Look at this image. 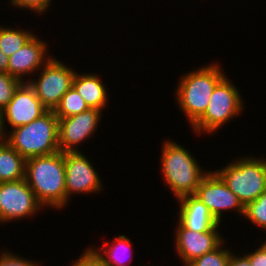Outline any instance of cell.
<instances>
[{
    "mask_svg": "<svg viewBox=\"0 0 266 266\" xmlns=\"http://www.w3.org/2000/svg\"><path fill=\"white\" fill-rule=\"evenodd\" d=\"M25 179L45 209L66 207L64 153L26 159ZM47 207V208H46Z\"/></svg>",
    "mask_w": 266,
    "mask_h": 266,
    "instance_id": "obj_1",
    "label": "cell"
},
{
    "mask_svg": "<svg viewBox=\"0 0 266 266\" xmlns=\"http://www.w3.org/2000/svg\"><path fill=\"white\" fill-rule=\"evenodd\" d=\"M160 169L170 192L178 199L196 193L202 179L208 174L200 163L179 142L165 139L162 142Z\"/></svg>",
    "mask_w": 266,
    "mask_h": 266,
    "instance_id": "obj_2",
    "label": "cell"
},
{
    "mask_svg": "<svg viewBox=\"0 0 266 266\" xmlns=\"http://www.w3.org/2000/svg\"><path fill=\"white\" fill-rule=\"evenodd\" d=\"M184 73L175 88L174 97L190 127L205 113L216 85L226 76L216 61Z\"/></svg>",
    "mask_w": 266,
    "mask_h": 266,
    "instance_id": "obj_3",
    "label": "cell"
},
{
    "mask_svg": "<svg viewBox=\"0 0 266 266\" xmlns=\"http://www.w3.org/2000/svg\"><path fill=\"white\" fill-rule=\"evenodd\" d=\"M59 118L47 111L27 125L10 130L4 140L25 159L59 151Z\"/></svg>",
    "mask_w": 266,
    "mask_h": 266,
    "instance_id": "obj_4",
    "label": "cell"
},
{
    "mask_svg": "<svg viewBox=\"0 0 266 266\" xmlns=\"http://www.w3.org/2000/svg\"><path fill=\"white\" fill-rule=\"evenodd\" d=\"M254 156L237 157L214 170L244 206L266 191V158Z\"/></svg>",
    "mask_w": 266,
    "mask_h": 266,
    "instance_id": "obj_5",
    "label": "cell"
},
{
    "mask_svg": "<svg viewBox=\"0 0 266 266\" xmlns=\"http://www.w3.org/2000/svg\"><path fill=\"white\" fill-rule=\"evenodd\" d=\"M244 99L240 90L226 75L215 87L205 113L190 127L197 136L214 135L236 116L243 113Z\"/></svg>",
    "mask_w": 266,
    "mask_h": 266,
    "instance_id": "obj_6",
    "label": "cell"
},
{
    "mask_svg": "<svg viewBox=\"0 0 266 266\" xmlns=\"http://www.w3.org/2000/svg\"><path fill=\"white\" fill-rule=\"evenodd\" d=\"M38 73L34 74L35 78L27 79V82L43 106L48 111H54L62 96L72 87L76 71L52 56Z\"/></svg>",
    "mask_w": 266,
    "mask_h": 266,
    "instance_id": "obj_7",
    "label": "cell"
},
{
    "mask_svg": "<svg viewBox=\"0 0 266 266\" xmlns=\"http://www.w3.org/2000/svg\"><path fill=\"white\" fill-rule=\"evenodd\" d=\"M40 210H44V207L25 178L0 183V224L34 217L38 212L40 214Z\"/></svg>",
    "mask_w": 266,
    "mask_h": 266,
    "instance_id": "obj_8",
    "label": "cell"
},
{
    "mask_svg": "<svg viewBox=\"0 0 266 266\" xmlns=\"http://www.w3.org/2000/svg\"><path fill=\"white\" fill-rule=\"evenodd\" d=\"M81 151L64 153L66 206L74 194L88 195L103 191V180L91 160Z\"/></svg>",
    "mask_w": 266,
    "mask_h": 266,
    "instance_id": "obj_9",
    "label": "cell"
},
{
    "mask_svg": "<svg viewBox=\"0 0 266 266\" xmlns=\"http://www.w3.org/2000/svg\"><path fill=\"white\" fill-rule=\"evenodd\" d=\"M47 111L29 83L22 82L13 98L0 112L3 135L5 136L9 132L8 125L11 128L9 130L27 125Z\"/></svg>",
    "mask_w": 266,
    "mask_h": 266,
    "instance_id": "obj_10",
    "label": "cell"
},
{
    "mask_svg": "<svg viewBox=\"0 0 266 266\" xmlns=\"http://www.w3.org/2000/svg\"><path fill=\"white\" fill-rule=\"evenodd\" d=\"M194 195L201 200L219 223L223 221V214L227 210L244 216L245 206L214 170H209Z\"/></svg>",
    "mask_w": 266,
    "mask_h": 266,
    "instance_id": "obj_11",
    "label": "cell"
},
{
    "mask_svg": "<svg viewBox=\"0 0 266 266\" xmlns=\"http://www.w3.org/2000/svg\"><path fill=\"white\" fill-rule=\"evenodd\" d=\"M102 110L89 109L66 118H59L58 147L60 152H79L78 144L89 140L98 130Z\"/></svg>",
    "mask_w": 266,
    "mask_h": 266,
    "instance_id": "obj_12",
    "label": "cell"
},
{
    "mask_svg": "<svg viewBox=\"0 0 266 266\" xmlns=\"http://www.w3.org/2000/svg\"><path fill=\"white\" fill-rule=\"evenodd\" d=\"M220 226L221 223L210 231L194 232L185 228L179 221L176 223L175 231H173V236H175L173 245L183 266L213 251L224 241L225 238L219 231Z\"/></svg>",
    "mask_w": 266,
    "mask_h": 266,
    "instance_id": "obj_13",
    "label": "cell"
},
{
    "mask_svg": "<svg viewBox=\"0 0 266 266\" xmlns=\"http://www.w3.org/2000/svg\"><path fill=\"white\" fill-rule=\"evenodd\" d=\"M48 48L47 41L34 34L21 49L9 56L8 73L27 82V75L33 77L52 58L47 53Z\"/></svg>",
    "mask_w": 266,
    "mask_h": 266,
    "instance_id": "obj_14",
    "label": "cell"
},
{
    "mask_svg": "<svg viewBox=\"0 0 266 266\" xmlns=\"http://www.w3.org/2000/svg\"><path fill=\"white\" fill-rule=\"evenodd\" d=\"M179 202L178 221L194 232H206L220 223L213 217L209 209L194 194L184 196Z\"/></svg>",
    "mask_w": 266,
    "mask_h": 266,
    "instance_id": "obj_15",
    "label": "cell"
},
{
    "mask_svg": "<svg viewBox=\"0 0 266 266\" xmlns=\"http://www.w3.org/2000/svg\"><path fill=\"white\" fill-rule=\"evenodd\" d=\"M101 77L95 73H78L73 78L72 87L84 99L90 109L108 108L109 92Z\"/></svg>",
    "mask_w": 266,
    "mask_h": 266,
    "instance_id": "obj_16",
    "label": "cell"
},
{
    "mask_svg": "<svg viewBox=\"0 0 266 266\" xmlns=\"http://www.w3.org/2000/svg\"><path fill=\"white\" fill-rule=\"evenodd\" d=\"M112 241H105L98 247L89 246L105 266H130L133 254V242L127 235L121 234L112 238ZM128 255V256H127ZM132 256V257H131ZM131 257V258H130ZM127 263H126V262Z\"/></svg>",
    "mask_w": 266,
    "mask_h": 266,
    "instance_id": "obj_17",
    "label": "cell"
},
{
    "mask_svg": "<svg viewBox=\"0 0 266 266\" xmlns=\"http://www.w3.org/2000/svg\"><path fill=\"white\" fill-rule=\"evenodd\" d=\"M26 159L5 140L0 142V183L25 178Z\"/></svg>",
    "mask_w": 266,
    "mask_h": 266,
    "instance_id": "obj_18",
    "label": "cell"
},
{
    "mask_svg": "<svg viewBox=\"0 0 266 266\" xmlns=\"http://www.w3.org/2000/svg\"><path fill=\"white\" fill-rule=\"evenodd\" d=\"M34 35L30 29L0 26V50L7 56L13 55Z\"/></svg>",
    "mask_w": 266,
    "mask_h": 266,
    "instance_id": "obj_19",
    "label": "cell"
},
{
    "mask_svg": "<svg viewBox=\"0 0 266 266\" xmlns=\"http://www.w3.org/2000/svg\"><path fill=\"white\" fill-rule=\"evenodd\" d=\"M89 106L79 93L71 87L61 98L54 113L58 118H66L89 110Z\"/></svg>",
    "mask_w": 266,
    "mask_h": 266,
    "instance_id": "obj_20",
    "label": "cell"
},
{
    "mask_svg": "<svg viewBox=\"0 0 266 266\" xmlns=\"http://www.w3.org/2000/svg\"><path fill=\"white\" fill-rule=\"evenodd\" d=\"M225 242L226 240L213 251L194 259L186 266H227L232 250L225 247Z\"/></svg>",
    "mask_w": 266,
    "mask_h": 266,
    "instance_id": "obj_21",
    "label": "cell"
},
{
    "mask_svg": "<svg viewBox=\"0 0 266 266\" xmlns=\"http://www.w3.org/2000/svg\"><path fill=\"white\" fill-rule=\"evenodd\" d=\"M244 217L256 227L266 229V191L245 206Z\"/></svg>",
    "mask_w": 266,
    "mask_h": 266,
    "instance_id": "obj_22",
    "label": "cell"
},
{
    "mask_svg": "<svg viewBox=\"0 0 266 266\" xmlns=\"http://www.w3.org/2000/svg\"><path fill=\"white\" fill-rule=\"evenodd\" d=\"M22 81L9 73H0V112L10 102Z\"/></svg>",
    "mask_w": 266,
    "mask_h": 266,
    "instance_id": "obj_23",
    "label": "cell"
},
{
    "mask_svg": "<svg viewBox=\"0 0 266 266\" xmlns=\"http://www.w3.org/2000/svg\"><path fill=\"white\" fill-rule=\"evenodd\" d=\"M11 7H15L25 10H30L31 12H35V15H43L45 14L46 10L50 8L52 0H8ZM40 13V14H39Z\"/></svg>",
    "mask_w": 266,
    "mask_h": 266,
    "instance_id": "obj_24",
    "label": "cell"
},
{
    "mask_svg": "<svg viewBox=\"0 0 266 266\" xmlns=\"http://www.w3.org/2000/svg\"><path fill=\"white\" fill-rule=\"evenodd\" d=\"M40 264V261L28 260L7 249L0 252V266H41Z\"/></svg>",
    "mask_w": 266,
    "mask_h": 266,
    "instance_id": "obj_25",
    "label": "cell"
},
{
    "mask_svg": "<svg viewBox=\"0 0 266 266\" xmlns=\"http://www.w3.org/2000/svg\"><path fill=\"white\" fill-rule=\"evenodd\" d=\"M71 266H105L104 263L87 247L82 254L72 262Z\"/></svg>",
    "mask_w": 266,
    "mask_h": 266,
    "instance_id": "obj_26",
    "label": "cell"
},
{
    "mask_svg": "<svg viewBox=\"0 0 266 266\" xmlns=\"http://www.w3.org/2000/svg\"><path fill=\"white\" fill-rule=\"evenodd\" d=\"M250 261L251 266H266V240L255 250L244 254Z\"/></svg>",
    "mask_w": 266,
    "mask_h": 266,
    "instance_id": "obj_27",
    "label": "cell"
},
{
    "mask_svg": "<svg viewBox=\"0 0 266 266\" xmlns=\"http://www.w3.org/2000/svg\"><path fill=\"white\" fill-rule=\"evenodd\" d=\"M236 255V253L231 252L227 266H251L249 259L244 254Z\"/></svg>",
    "mask_w": 266,
    "mask_h": 266,
    "instance_id": "obj_28",
    "label": "cell"
},
{
    "mask_svg": "<svg viewBox=\"0 0 266 266\" xmlns=\"http://www.w3.org/2000/svg\"><path fill=\"white\" fill-rule=\"evenodd\" d=\"M9 56L0 50V73H8Z\"/></svg>",
    "mask_w": 266,
    "mask_h": 266,
    "instance_id": "obj_29",
    "label": "cell"
},
{
    "mask_svg": "<svg viewBox=\"0 0 266 266\" xmlns=\"http://www.w3.org/2000/svg\"><path fill=\"white\" fill-rule=\"evenodd\" d=\"M3 140H4V135L2 133L1 122H0V142H2Z\"/></svg>",
    "mask_w": 266,
    "mask_h": 266,
    "instance_id": "obj_30",
    "label": "cell"
}]
</instances>
